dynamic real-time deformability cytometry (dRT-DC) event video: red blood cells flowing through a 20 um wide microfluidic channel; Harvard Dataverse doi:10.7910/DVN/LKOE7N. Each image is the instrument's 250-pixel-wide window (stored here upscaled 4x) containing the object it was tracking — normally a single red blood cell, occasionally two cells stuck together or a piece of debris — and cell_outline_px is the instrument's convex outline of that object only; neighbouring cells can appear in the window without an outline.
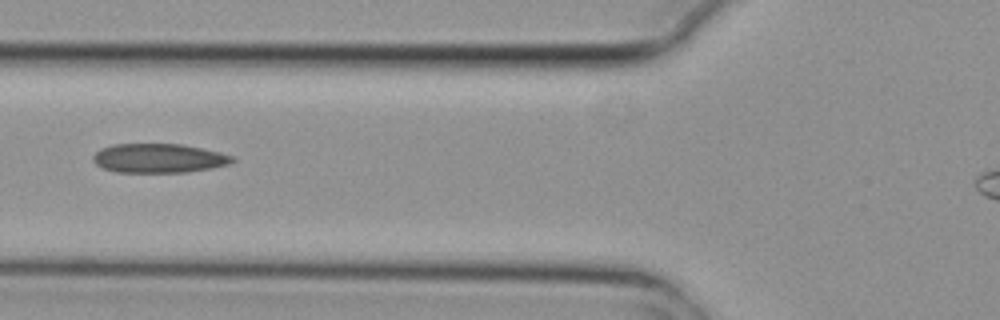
{"species": "common noctule bat (a hibernating species)", "species_latin": "Nyctalus noctula", "temperature_condition": "cold", "stored_images_in_passage": 3, "camera_frame_rate_fps": 3000, "um_per_image_px": 0.085, "animal": {"sex": "female", "body_mass_g": 29.2, "forearm_length_mm": 56.3}, "frame": {"image": 1, "passage_image": 3, "time_ms": 0.667, "image_size_px": [1000, 320], "cell_outline_px": [[236, 160], [228, 164], [212, 168], [184, 172], [116, 172], [104, 168], [96, 164], [92, 160], [92, 156], [100, 148], [112, 144], [180, 144], [220, 152], [236, 156]], "centroid_in_image_um": [13.5, 13.44], "position_along_channel_um": 112.3, "area_um2": 23.7}}